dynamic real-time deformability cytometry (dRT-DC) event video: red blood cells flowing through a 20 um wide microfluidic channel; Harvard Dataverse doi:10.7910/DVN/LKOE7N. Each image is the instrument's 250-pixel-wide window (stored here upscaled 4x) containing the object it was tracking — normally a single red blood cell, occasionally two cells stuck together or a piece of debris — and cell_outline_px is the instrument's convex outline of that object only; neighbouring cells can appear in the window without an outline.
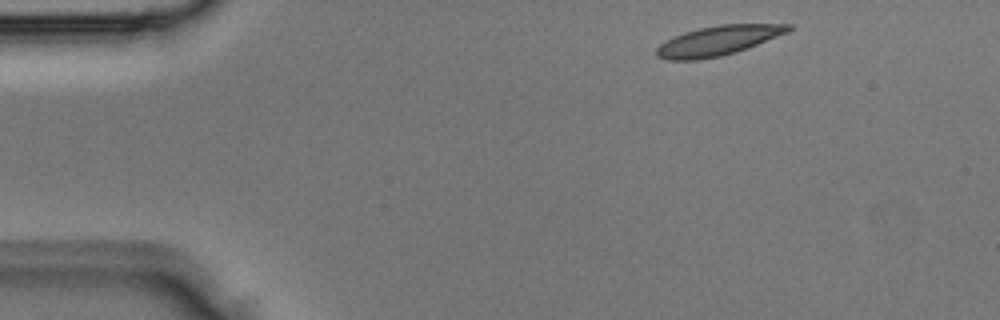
{"species": "Egyptian fruit bat (a non-hibernating species)", "species_latin": "Rousettus aegyptiacus", "temperature_condition": "room temperature", "stored_images_in_passage": 2, "camera_frame_rate_fps": 3000, "um_per_image_px": 0.085, "animal": {"sex": "male"}, "frame": {"image": 1, "passage_image": 1, "time_ms": 0.0, "image_size_px": [1000, 320], "cell_outline_px": [[792, 28], [788, 32], [748, 48], [736, 52], [720, 56], [696, 60], [664, 60], [656, 56], [656, 48], [660, 44], [684, 32], [700, 28], [720, 24], [792, 24]], "centroid_in_image_um": [61.04, 3.46], "position_along_channel_um": 24.0, "area_um2": 22.66}}